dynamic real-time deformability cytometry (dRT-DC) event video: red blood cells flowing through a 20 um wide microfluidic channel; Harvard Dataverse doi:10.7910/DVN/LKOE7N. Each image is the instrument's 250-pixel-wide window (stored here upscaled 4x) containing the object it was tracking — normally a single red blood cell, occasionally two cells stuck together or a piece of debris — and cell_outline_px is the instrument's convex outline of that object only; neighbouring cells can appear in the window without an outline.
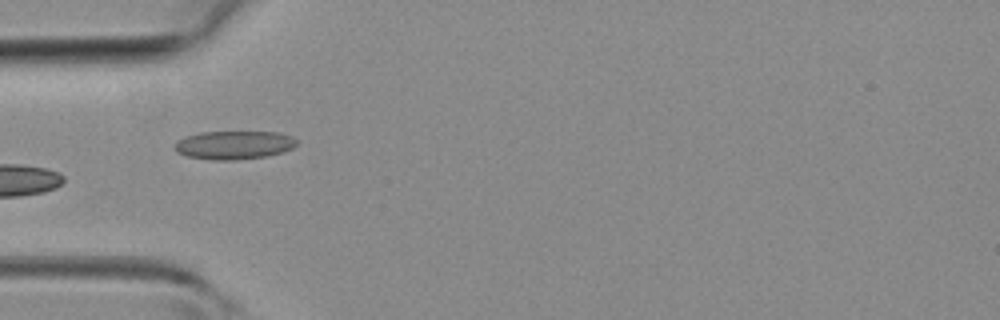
{"species": "common noctule bat (a hibernating species)", "species_latin": "Nyctalus noctula", "temperature_condition": "room temperature", "stored_images_in_passage": 30, "camera_frame_rate_fps": 3000, "um_per_image_px": 0.085, "animal": {"sex": "female", "body_mass_g": 19.3, "forearm_length_mm": 54.1}, "frame": {"image": 1, "passage_image": 1, "time_ms": 0.0, "image_size_px": [1000, 320], "cell_outline_px": [[300, 140], [292, 148], [284, 152], [268, 156], [236, 160], [212, 160], [188, 156], [176, 152], [176, 140], [184, 136], [200, 132], [280, 132], [292, 136]], "centroid_in_image_um": [19.93, 12.32], "position_along_channel_um": 65.1, "area_um2": 20.46}}